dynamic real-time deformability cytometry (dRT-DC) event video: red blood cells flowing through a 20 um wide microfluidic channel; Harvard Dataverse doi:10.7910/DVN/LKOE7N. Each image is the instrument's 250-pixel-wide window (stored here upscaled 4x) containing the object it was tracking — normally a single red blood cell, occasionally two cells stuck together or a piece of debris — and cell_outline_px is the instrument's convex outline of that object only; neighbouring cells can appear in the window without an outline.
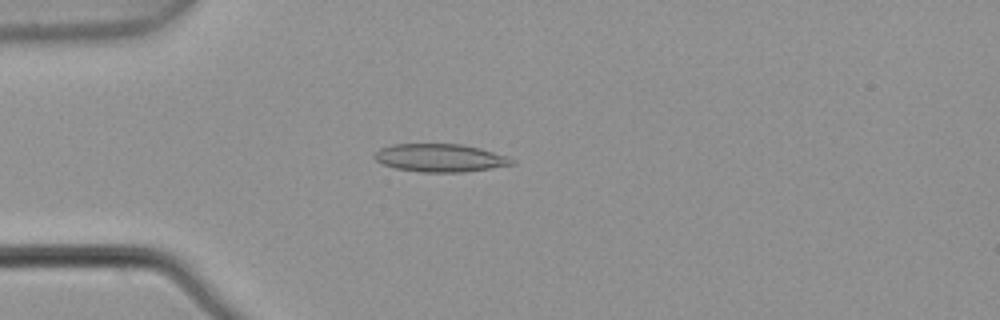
{"species": "common noctule bat (a hibernating species)", "species_latin": "Nyctalus noctula", "temperature_condition": "warm", "stored_images_in_passage": 3, "camera_frame_rate_fps": 3000, "um_per_image_px": 0.085, "animal": {"sex": "male", "body_mass_g": 21.5, "forearm_length_mm": 52.0}, "frame": {"image": 1, "passage_image": 3, "time_ms": 0.667, "image_size_px": [1000, 320], "cell_outline_px": [[516, 164], [492, 168], [460, 172], [420, 172], [396, 168], [384, 164], [376, 160], [372, 156], [380, 148], [392, 144], [460, 144], [480, 148], [508, 156], [516, 160]], "centroid_in_image_um": [37.44, 13.42], "position_along_channel_um": 47.6, "area_um2": 22.43}}